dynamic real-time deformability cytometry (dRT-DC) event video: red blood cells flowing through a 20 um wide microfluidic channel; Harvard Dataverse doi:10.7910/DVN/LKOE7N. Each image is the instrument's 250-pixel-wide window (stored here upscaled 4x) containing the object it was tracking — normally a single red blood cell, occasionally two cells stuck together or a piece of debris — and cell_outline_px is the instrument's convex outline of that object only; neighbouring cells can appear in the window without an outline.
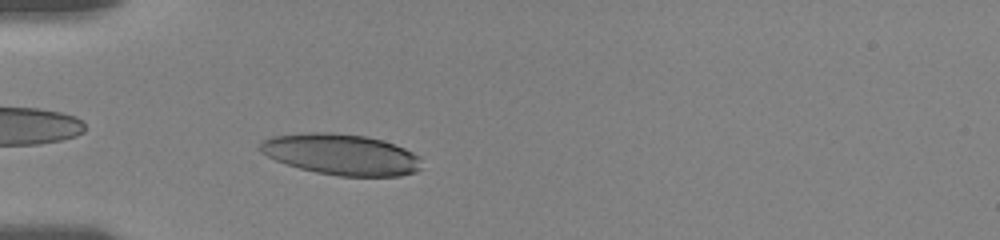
{"species": "human", "species_latin": "Homo sapiens", "temperature_condition": "room temperature", "stored_images_in_passage": 45, "camera_frame_rate_fps": 3000, "um_per_image_px": 0.085, "donor": {"sex": "female"}, "frame": {"image": 1, "passage_image": 10, "time_ms": 3.0, "image_size_px": [1000, 240], "cell_outline_px": [[420, 168], [416, 172], [400, 176], [340, 176], [316, 172], [300, 168], [276, 160], [260, 152], [260, 144], [264, 140], [272, 136], [304, 132], [332, 132], [364, 136], [384, 140], [404, 148], [420, 156]], "centroid_in_image_um": [29.01, 13.12], "position_along_channel_um": 56.0, "area_um2": 38.55}}
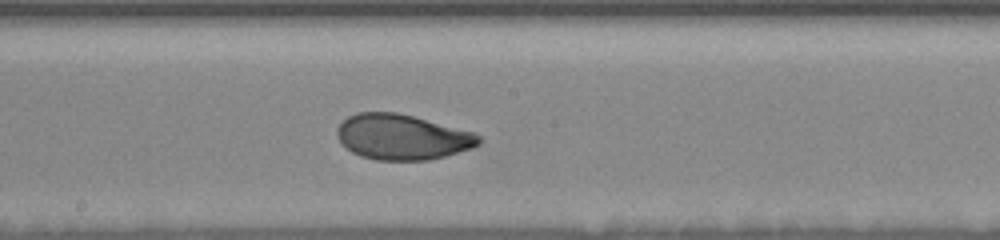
{"frame": {"image": 2, "passage_image": 24, "time_ms": 7.667, "image_size_px": [1000, 240], "cell_outline_px": [[484, 140], [480, 144], [472, 148], [444, 156], [428, 160], [376, 160], [360, 156], [352, 152], [336, 136], [336, 128], [348, 116], [356, 112], [396, 112], [476, 132]], "centroid_in_image_um": [34.21, 11.64], "position_along_channel_um": 214.0, "area_um2": 37.57}}
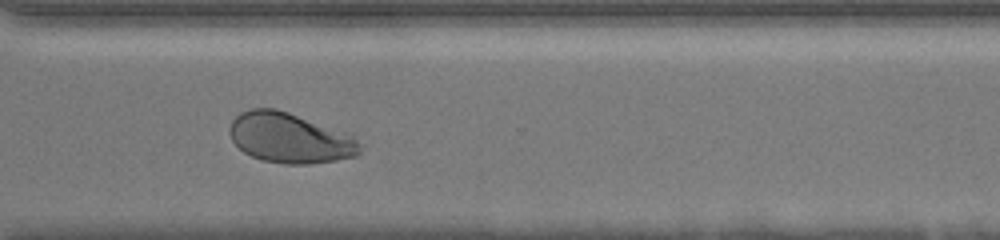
{"frame": {"image": 3, "passage_image": 35, "time_ms": 11.333, "image_size_px": [1000, 240], "cell_outline_px": [[364, 144], [360, 152], [356, 156], [336, 160], [308, 164], [284, 164], [264, 160], [252, 156], [244, 152], [232, 140], [228, 132], [228, 128], [232, 120], [240, 112], [252, 108], [276, 108], [288, 112], [352, 136]], "centroid_in_image_um": [24.61, 11.73], "position_along_channel_um": 346.0, "area_um2": 37.8}, "authors_computed_cell_mechanics": {"area_um2": 37.7434, "velocity_mm_per_s": 3.6088, "shape_relaxation_time_tau1_ms": 5.159, "shape_relaxation_time_tau2_ms": 0.8273, "deformation_change_tau1": 0.1762, "deformation_change_tau2": 0.0537}}